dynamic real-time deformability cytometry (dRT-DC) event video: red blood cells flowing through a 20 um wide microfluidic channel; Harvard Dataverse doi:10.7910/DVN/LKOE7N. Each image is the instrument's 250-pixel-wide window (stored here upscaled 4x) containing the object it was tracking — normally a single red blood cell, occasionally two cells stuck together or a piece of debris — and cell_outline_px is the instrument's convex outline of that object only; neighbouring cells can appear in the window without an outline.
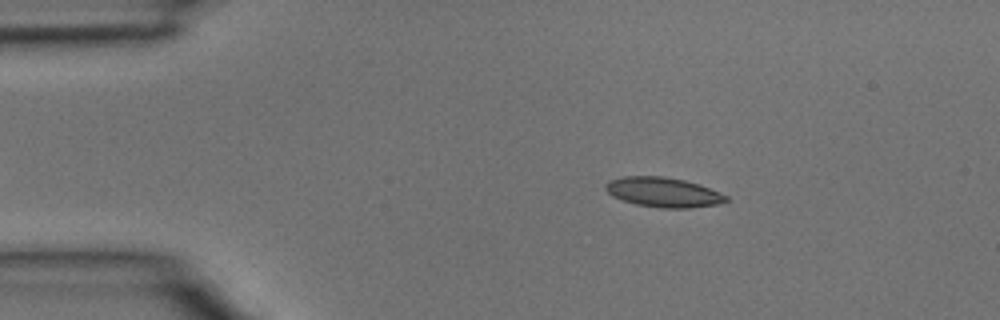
{"species": "common noctule bat (a hibernating species)", "species_latin": "Nyctalus noctula", "temperature_condition": "room temperature", "stored_images_in_passage": 2, "camera_frame_rate_fps": 3000, "um_per_image_px": 0.085, "animal": {"sex": "male", "body_mass_g": 15.6}, "frame": {"image": 1, "passage_image": 1, "time_ms": 0.0, "image_size_px": [1000, 320], "cell_outline_px": [[728, 200], [716, 204], [688, 208], [660, 208], [636, 204], [612, 196], [604, 188], [604, 184], [612, 180], [624, 176], [664, 176], [684, 180], [700, 184], [720, 192], [728, 196]], "centroid_in_image_um": [56.39, 16.33], "position_along_channel_um": 28.6, "area_um2": 20.81}}